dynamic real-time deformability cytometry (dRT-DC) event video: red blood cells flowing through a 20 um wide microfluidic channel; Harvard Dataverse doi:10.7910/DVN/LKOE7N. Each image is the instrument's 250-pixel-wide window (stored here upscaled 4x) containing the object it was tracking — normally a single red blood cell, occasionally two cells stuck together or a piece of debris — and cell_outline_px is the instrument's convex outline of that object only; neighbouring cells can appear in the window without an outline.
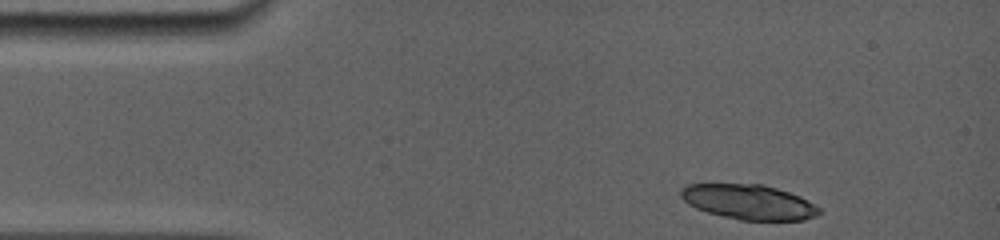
{"species": "common noctule bat (a hibernating species)", "species_latin": "Nyctalus noctula", "temperature_condition": "room temperature", "stored_images_in_passage": 6, "camera_frame_rate_fps": 5000, "um_per_image_px": 0.085, "animal": {"sex": "female", "body_mass_g": 19.0, "forearm_length_mm": 56.7}, "frame": {"image": 1, "passage_image": 1, "time_ms": 0.0, "image_size_px": [1000, 240], "cell_outline_px": [[824, 212], [820, 216], [804, 220], [740, 220], [708, 212], [696, 208], [688, 204], [680, 196], [680, 188], [688, 184], [764, 184], [800, 196], [808, 200], [820, 208]], "centroid_in_image_um": [63.69, 17.17], "position_along_channel_um": 21.3, "area_um2": 28.32}}